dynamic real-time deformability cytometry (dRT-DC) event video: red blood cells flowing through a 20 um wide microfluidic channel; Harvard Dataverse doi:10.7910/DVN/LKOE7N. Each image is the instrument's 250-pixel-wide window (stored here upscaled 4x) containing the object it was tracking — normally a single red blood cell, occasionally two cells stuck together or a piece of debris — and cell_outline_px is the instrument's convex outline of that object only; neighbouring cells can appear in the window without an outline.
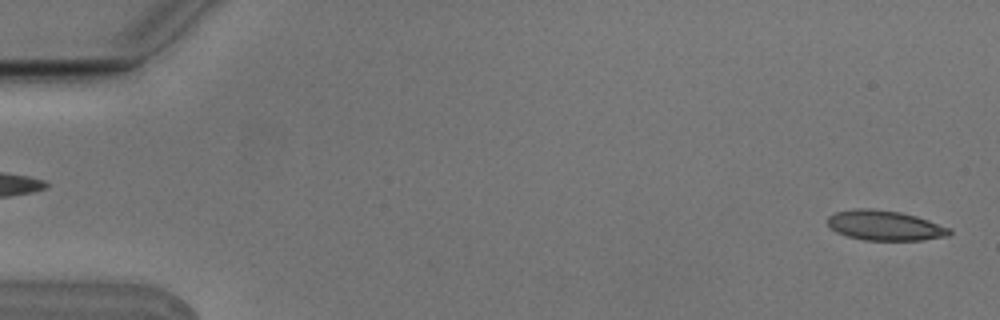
{"species": "Egyptian fruit bat (a non-hibernating species)", "species_latin": "Rousettus aegyptiacus", "temperature_condition": "cold", "stored_images_in_passage": 4, "camera_frame_rate_fps": 3000, "um_per_image_px": 0.085, "animal": {"sex": "male"}, "frame": {"image": 1, "passage_image": 1, "time_ms": 0.0, "image_size_px": [1000, 320], "cell_outline_px": [[952, 232], [948, 236], [924, 240], [864, 240], [848, 236], [836, 232], [828, 224], [828, 216], [836, 212], [856, 208], [872, 208], [900, 212], [916, 216], [952, 228]], "centroid_in_image_um": [75.24, 19.16], "position_along_channel_um": 9.8, "area_um2": 21.33}}